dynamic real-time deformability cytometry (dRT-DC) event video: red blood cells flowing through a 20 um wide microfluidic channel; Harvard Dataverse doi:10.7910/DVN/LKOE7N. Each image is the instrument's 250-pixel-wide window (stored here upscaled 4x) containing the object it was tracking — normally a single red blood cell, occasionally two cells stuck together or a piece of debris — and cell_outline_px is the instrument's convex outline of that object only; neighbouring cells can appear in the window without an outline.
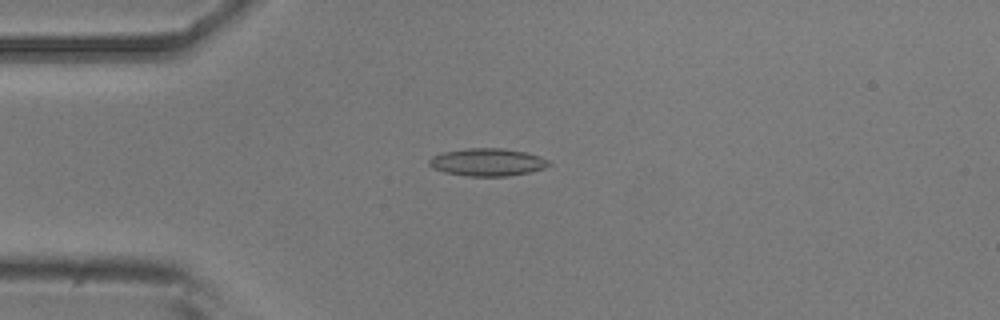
{"species": "common noctule bat (a hibernating species)", "species_latin": "Nyctalus noctula", "temperature_condition": "room temperature", "stored_images_in_passage": 51, "camera_frame_rate_fps": 3000, "um_per_image_px": 0.085, "animal": {"sex": "male", "body_mass_g": 20.5, "forearm_length_mm": 52.5}, "frame": {"image": 1, "passage_image": 13, "time_ms": 4.0, "image_size_px": [1000, 320], "cell_outline_px": [[552, 164], [544, 168], [528, 172], [508, 176], [468, 176], [444, 172], [432, 168], [428, 164], [428, 160], [432, 156], [444, 152], [468, 148], [504, 148], [524, 152], [540, 156], [548, 160]], "centroid_in_image_um": [41.42, 13.78], "position_along_channel_um": 43.6, "area_um2": 19.25}}
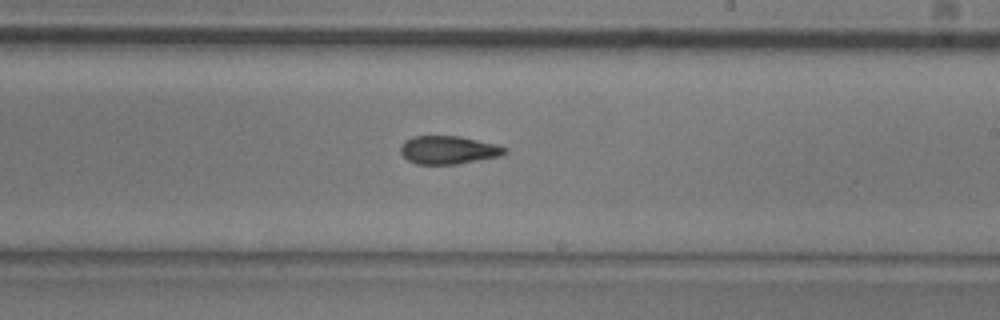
{"frame": {"image": 2, "passage_image": 30, "time_ms": 9.667, "image_size_px": [1000, 320], "cell_outline_px": [[508, 152], [500, 156], [456, 164], [416, 164], [408, 160], [400, 152], [400, 148], [404, 140], [412, 136], [460, 136], [496, 144], [508, 148]], "centroid_in_image_um": [38.11, 12.74], "position_along_channel_um": 250.9, "area_um2": 17.17}}
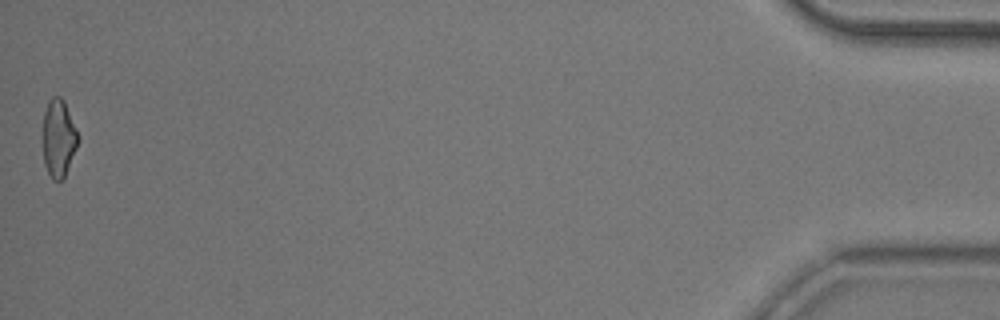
{"frame": {"image": 3, "passage_image": 51, "time_ms": 16.667, "image_size_px": [1000, 320], "cell_outline_px": [[80, 140], [64, 176], [60, 180], [52, 180], [44, 164], [40, 140], [44, 112], [48, 100], [52, 96], [60, 96], [64, 100], [80, 136]], "centroid_in_image_um": [4.94, 11.71], "position_along_channel_um": 430.3, "area_um2": 16.59}, "authors_computed_cell_mechanics": {"area_um2": 17.5712, "velocity_mm_per_s": 3.9691, "shape_relaxation_time_tau1_ms": 5.9784, "shape_relaxation_time_tau2_ms": 2.6692, "deformation_change_tau1": 0.154, "deformation_change_tau2": 0.0976}}